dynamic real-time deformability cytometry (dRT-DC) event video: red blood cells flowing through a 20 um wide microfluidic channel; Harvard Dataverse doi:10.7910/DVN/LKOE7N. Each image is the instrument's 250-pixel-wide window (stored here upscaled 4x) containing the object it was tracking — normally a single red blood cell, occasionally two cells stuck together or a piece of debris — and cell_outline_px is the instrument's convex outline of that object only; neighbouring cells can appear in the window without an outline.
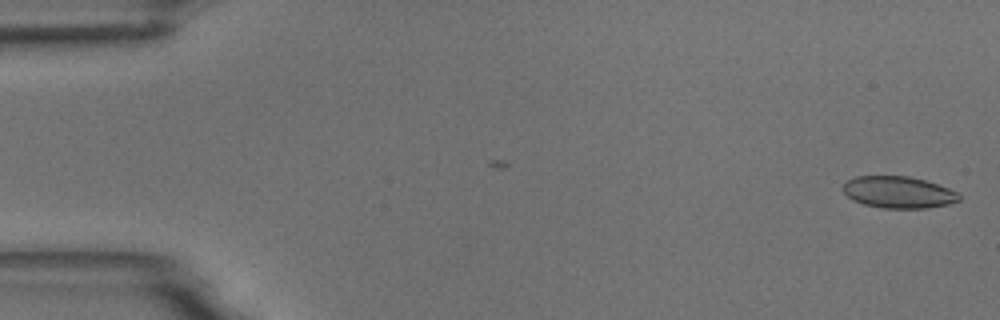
{"species": "common noctule bat (a hibernating species)", "species_latin": "Nyctalus noctula", "temperature_condition": "room temperature", "stored_images_in_passage": 6, "camera_frame_rate_fps": 3000, "um_per_image_px": 0.085, "animal": {"sex": "male", "body_mass_g": 18.8}, "frame": {"image": 1, "passage_image": 1, "time_ms": 0.0, "image_size_px": [1000, 320], "cell_outline_px": [[960, 200], [948, 204], [928, 208], [884, 208], [864, 204], [852, 200], [844, 192], [844, 184], [848, 180], [856, 176], [908, 176], [924, 180], [948, 188], [956, 192], [960, 196]], "centroid_in_image_um": [76.36, 16.34], "position_along_channel_um": 8.6, "area_um2": 21.27}}